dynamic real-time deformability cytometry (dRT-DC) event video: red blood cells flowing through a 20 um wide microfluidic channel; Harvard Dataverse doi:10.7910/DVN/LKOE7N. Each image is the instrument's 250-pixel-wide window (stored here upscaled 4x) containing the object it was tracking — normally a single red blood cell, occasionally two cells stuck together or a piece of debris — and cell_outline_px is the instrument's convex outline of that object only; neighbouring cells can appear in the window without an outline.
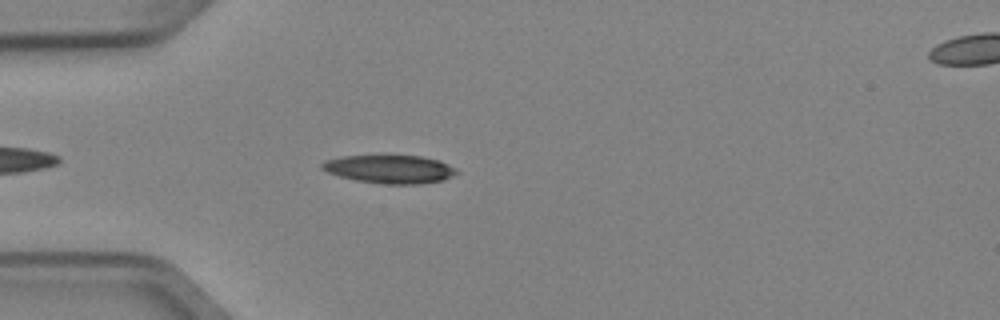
{"species": "Egyptian fruit bat (a non-hibernating species)", "species_latin": "Rousettus aegyptiacus", "temperature_condition": "cold", "stored_images_in_passage": 5, "segment_of_instrument_passage": [1, 2], "camera_frame_rate_fps": 3000, "um_per_image_px": 0.085, "animal": {"sex": "female"}, "frame": {"image": 1, "passage_image": 4, "time_ms": 1.0, "image_size_px": [1000, 320], "cell_outline_px": [[460, 172], [444, 180], [420, 184], [384, 184], [356, 180], [340, 176], [328, 172], [320, 168], [320, 164], [324, 160], [340, 156], [384, 152], [420, 156], [440, 160], [456, 168]], "centroid_in_image_um": [33.11, 14.32], "position_along_channel_um": 51.9, "area_um2": 23.41}}